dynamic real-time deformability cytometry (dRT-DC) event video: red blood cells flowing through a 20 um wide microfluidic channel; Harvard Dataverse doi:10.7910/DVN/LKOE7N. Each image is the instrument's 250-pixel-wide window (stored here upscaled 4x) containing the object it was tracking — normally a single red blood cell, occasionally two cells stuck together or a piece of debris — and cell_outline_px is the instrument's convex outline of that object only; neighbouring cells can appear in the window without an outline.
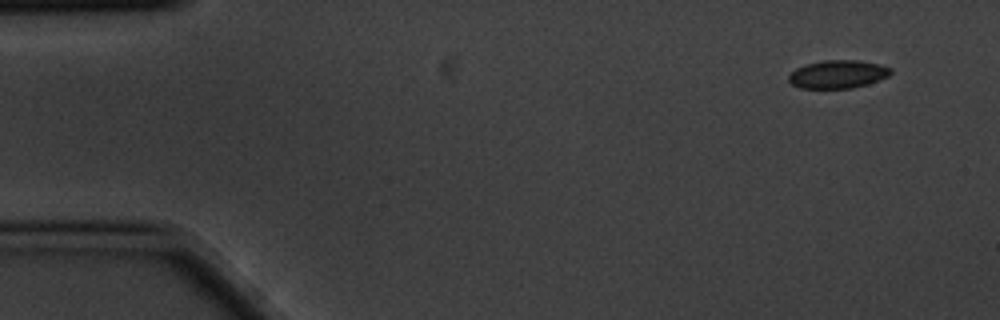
{"species": "common noctule bat (a hibernating species)", "species_latin": "Nyctalus noctula", "temperature_condition": "cold", "stored_images_in_passage": 4, "camera_frame_rate_fps": 3000, "um_per_image_px": 0.085, "animal": {"sex": "male", "body_mass_g": 20.1, "forearm_length_mm": 53.5}, "frame": {"image": 1, "passage_image": 1, "time_ms": 0.0, "image_size_px": [1000, 320], "cell_outline_px": [[892, 72], [888, 76], [868, 84], [852, 88], [800, 88], [792, 84], [788, 80], [788, 76], [796, 68], [804, 64], [824, 60], [856, 60], [880, 64], [892, 68]], "centroid_in_image_um": [71.21, 6.3], "position_along_channel_um": 13.8, "area_um2": 16.76}}